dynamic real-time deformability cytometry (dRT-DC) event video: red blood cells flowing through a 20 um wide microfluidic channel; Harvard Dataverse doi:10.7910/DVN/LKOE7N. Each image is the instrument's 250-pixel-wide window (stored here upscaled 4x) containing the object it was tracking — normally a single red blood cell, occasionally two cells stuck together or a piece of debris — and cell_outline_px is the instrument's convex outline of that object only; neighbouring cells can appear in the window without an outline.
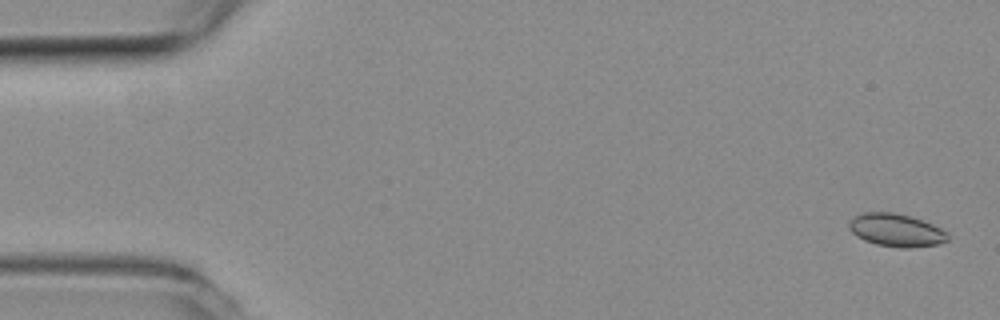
{"species": "common noctule bat (a hibernating species)", "species_latin": "Nyctalus noctula", "temperature_condition": "room temperature", "stored_images_in_passage": 13, "camera_frame_rate_fps": 3000, "um_per_image_px": 0.085, "animal": {"sex": "female", "body_mass_g": 19.3, "forearm_length_mm": 54.1}, "frame": {"image": 1, "passage_image": 2, "time_ms": 0.333, "image_size_px": [1000, 320], "cell_outline_px": [[948, 240], [940, 244], [908, 248], [900, 248], [876, 244], [864, 240], [856, 236], [848, 228], [848, 224], [856, 216], [864, 212], [892, 212], [908, 216], [932, 224], [940, 228], [948, 236]], "centroid_in_image_um": [76.15, 19.58], "position_along_channel_um": 8.8, "area_um2": 18.67}}